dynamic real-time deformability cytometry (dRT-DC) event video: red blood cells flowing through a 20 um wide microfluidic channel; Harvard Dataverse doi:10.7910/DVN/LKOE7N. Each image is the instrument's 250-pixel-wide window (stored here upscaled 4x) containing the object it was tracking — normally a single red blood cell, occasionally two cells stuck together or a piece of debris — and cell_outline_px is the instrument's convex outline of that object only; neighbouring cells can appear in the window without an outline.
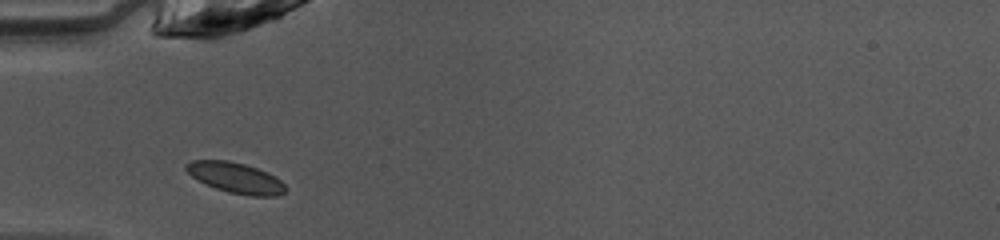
{"species": "common noctule bat (a hibernating species)", "species_latin": "Nyctalus noctula", "temperature_condition": "warm", "stored_images_in_passage": 34, "camera_frame_rate_fps": 3000, "um_per_image_px": 0.085, "animal": {"sex": "female", "body_mass_g": 10.0, "forearm_length_mm": 53.1}, "frame": {"image": 1, "passage_image": 1, "time_ms": 0.0, "image_size_px": [1000, 240], "cell_outline_px": [[288, 188], [284, 192], [276, 196], [248, 196], [228, 192], [216, 188], [192, 176], [184, 168], [184, 164], [192, 160], [228, 160], [244, 164], [268, 172], [276, 176]], "centroid_in_image_um": [20.06, 15.11], "position_along_channel_um": 64.9, "area_um2": 17.69}}
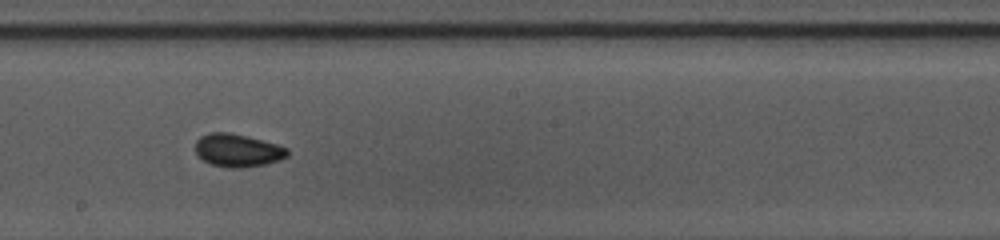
{"frame": {"image": 2, "passage_image": 13, "time_ms": 4.0, "image_size_px": [1000, 240], "cell_outline_px": [[288, 156], [280, 160], [264, 164], [240, 168], [232, 168], [212, 164], [204, 160], [196, 152], [196, 140], [200, 136], [212, 132], [228, 132], [248, 136], [276, 144], [288, 148]], "centroid_in_image_um": [20.21, 12.77], "position_along_channel_um": 228.0, "area_um2": 17.51}}
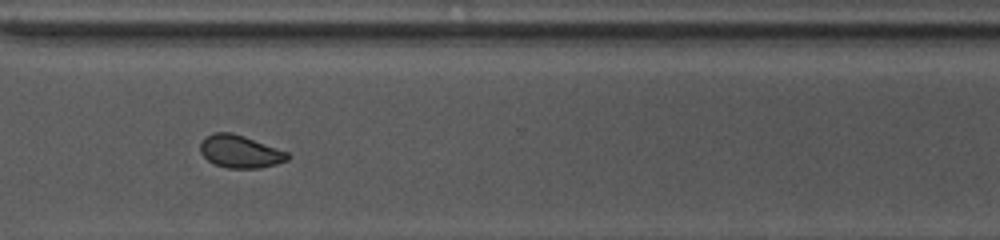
{"frame": {"image": 3, "passage_image": 22, "time_ms": 7.0, "image_size_px": [1000, 240], "cell_outline_px": [[292, 156], [288, 160], [276, 164], [260, 168], [228, 168], [216, 164], [208, 160], [200, 152], [200, 144], [208, 136], [216, 132], [232, 132], [244, 136], [288, 152]], "centroid_in_image_um": [20.45, 12.89], "position_along_channel_um": 350.2, "area_um2": 16.47}, "authors_computed_cell_mechanics": {"area_um2": 16.8776, "velocity_mm_per_s": 4.0852, "shape_relaxation_time_tau1_ms": 3.3222, "shape_relaxation_time_tau2_ms": 2.1214, "deformation_change_tau1": 0.0835, "deformation_change_tau2": 0.0696}}